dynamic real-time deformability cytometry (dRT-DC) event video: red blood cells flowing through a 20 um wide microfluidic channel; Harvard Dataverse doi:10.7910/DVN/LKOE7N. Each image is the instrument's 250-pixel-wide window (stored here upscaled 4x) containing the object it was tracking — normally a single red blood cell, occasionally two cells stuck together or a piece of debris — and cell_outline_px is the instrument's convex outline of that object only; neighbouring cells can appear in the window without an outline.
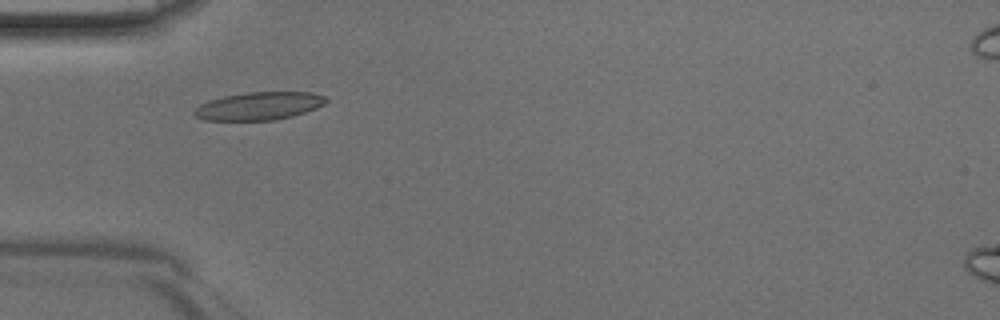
{"species": "Egyptian fruit bat (a non-hibernating species)", "species_latin": "Rousettus aegyptiacus", "temperature_condition": "room temperature", "stored_images_in_passage": 42, "camera_frame_rate_fps": 3000, "um_per_image_px": 0.085, "animal": {"sex": "male"}, "frame": {"image": 1, "passage_image": 10, "time_ms": 3.0, "image_size_px": [1000, 320], "cell_outline_px": [[328, 100], [324, 104], [316, 108], [292, 116], [272, 120], [204, 120], [196, 116], [192, 112], [200, 104], [208, 100], [224, 96], [248, 92], [308, 92], [328, 96]], "centroid_in_image_um": [22.02, 9.0], "position_along_channel_um": 63.0, "area_um2": 21.39}}
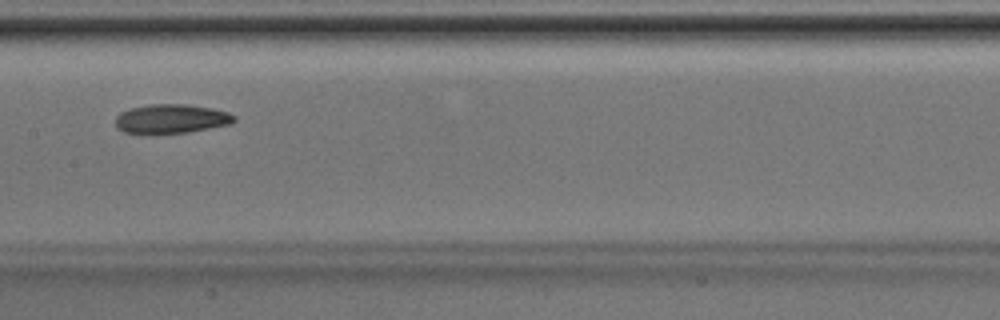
{"frame": {"image": 2, "passage_image": 19, "time_ms": 6.0, "image_size_px": [1000, 320], "cell_outline_px": [[236, 120], [232, 124], [188, 132], [152, 136], [148, 136], [124, 132], [116, 128], [116, 116], [120, 112], [128, 108], [148, 104], [188, 104], [212, 108], [228, 112], [236, 116]], "centroid_in_image_um": [14.51, 10.13], "position_along_channel_um": 192.9, "area_um2": 21.04}}
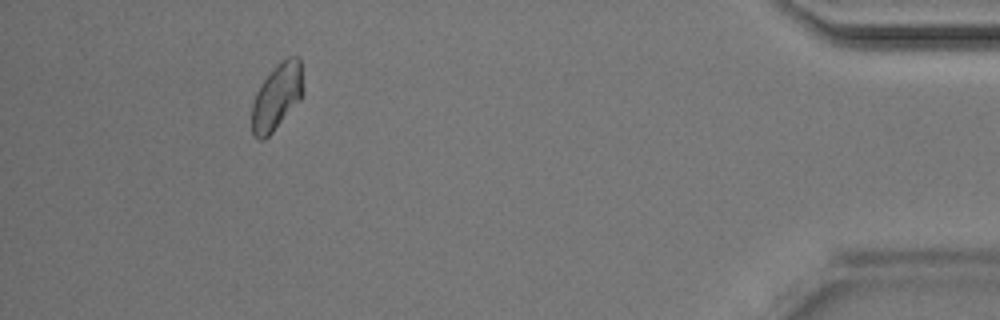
{"frame": {"image": 3, "passage_image": 38, "time_ms": 12.333, "image_size_px": [1000, 320], "cell_outline_px": [[304, 92], [300, 100], [272, 132], [264, 140], [260, 140], [252, 132], [252, 104], [256, 92], [272, 68], [288, 56], [300, 56], [304, 88]], "centroid_in_image_um": [23.56, 8.18], "position_along_channel_um": 411.6, "area_um2": 19.83}}